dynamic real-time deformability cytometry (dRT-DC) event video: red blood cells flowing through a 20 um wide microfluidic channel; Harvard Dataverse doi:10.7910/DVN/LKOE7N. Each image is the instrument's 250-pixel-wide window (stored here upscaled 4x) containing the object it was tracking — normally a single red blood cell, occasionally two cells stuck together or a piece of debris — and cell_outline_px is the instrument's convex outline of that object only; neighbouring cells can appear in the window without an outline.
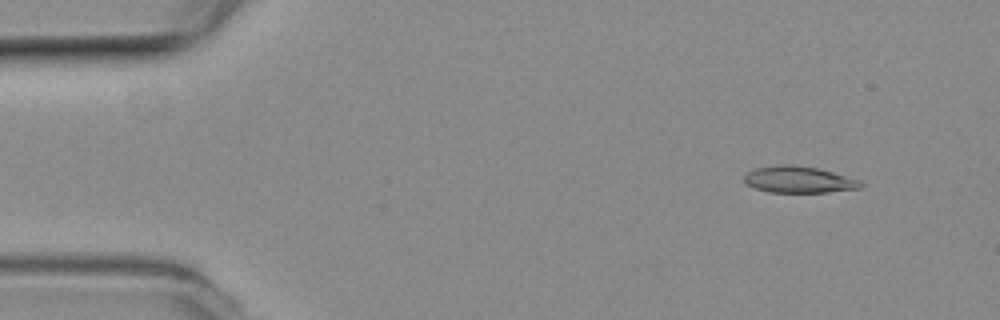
{"species": "common noctule bat (a hibernating species)", "species_latin": "Nyctalus noctula", "temperature_condition": "room temperature", "stored_images_in_passage": 49, "camera_frame_rate_fps": 3000, "um_per_image_px": 0.085, "animal": {"sex": "female", "body_mass_g": 19.3, "forearm_length_mm": 54.1}, "frame": {"image": 1, "passage_image": 1, "time_ms": 0.0, "image_size_px": [1000, 320], "cell_outline_px": [[864, 184], [860, 188], [828, 192], [768, 192], [756, 188], [748, 184], [744, 180], [744, 176], [748, 172], [756, 168], [780, 164], [788, 164], [816, 168], [832, 172], [860, 180]], "centroid_in_image_um": [67.91, 15.27], "position_along_channel_um": 17.1, "area_um2": 17.8}}
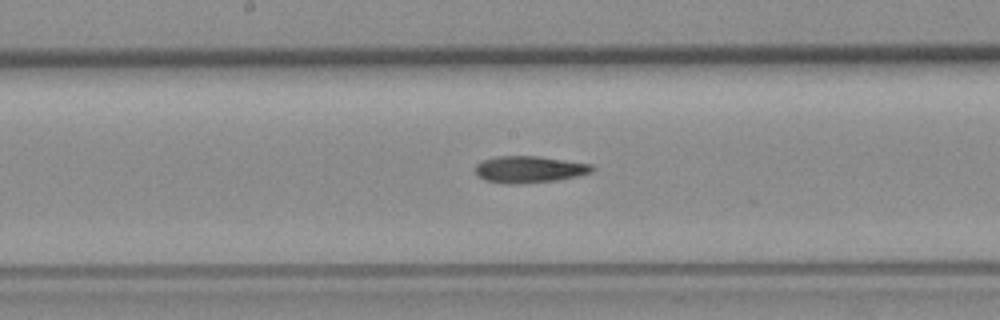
{"frame": {"image": 2, "passage_image": 23, "time_ms": 7.333, "image_size_px": [1000, 320], "cell_outline_px": [[596, 168], [592, 172], [576, 176], [556, 180], [520, 184], [508, 184], [484, 180], [476, 176], [476, 164], [484, 160], [496, 156], [540, 156], [592, 164]], "centroid_in_image_um": [44.99, 14.4], "position_along_channel_um": 203.2, "area_um2": 18.32}}
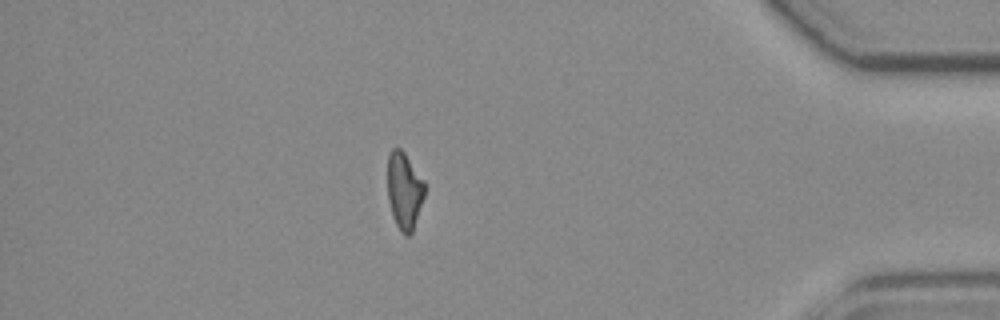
{"frame": {"image": 3, "passage_image": 42, "time_ms": 13.667, "image_size_px": [1000, 320], "cell_outline_px": [[424, 196], [412, 232], [408, 236], [404, 236], [400, 232], [392, 216], [388, 196], [388, 156], [392, 148], [400, 148], [404, 152], [424, 180]], "centroid_in_image_um": [34.36, 16.22], "position_along_channel_um": 400.8, "area_um2": 16.53}}